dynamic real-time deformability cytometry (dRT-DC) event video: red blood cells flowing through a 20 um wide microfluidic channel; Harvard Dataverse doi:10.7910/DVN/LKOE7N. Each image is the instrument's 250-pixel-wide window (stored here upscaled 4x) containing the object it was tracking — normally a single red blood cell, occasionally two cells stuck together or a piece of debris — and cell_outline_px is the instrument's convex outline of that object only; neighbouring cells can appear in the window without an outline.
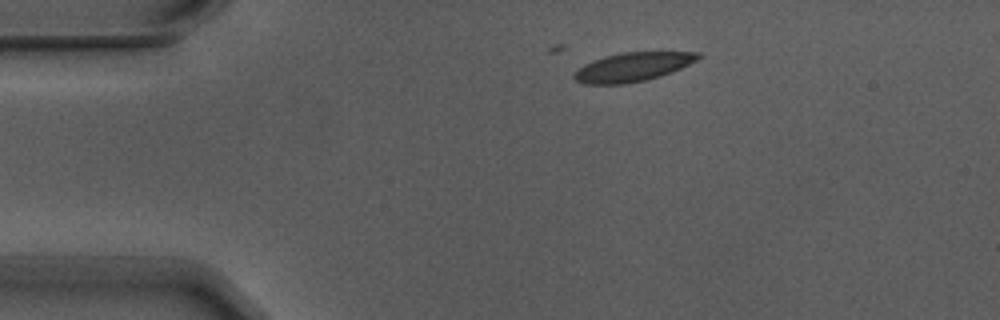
{"species": "Egyptian fruit bat (a non-hibernating species)", "species_latin": "Rousettus aegyptiacus", "temperature_condition": "warm", "stored_images_in_passage": 4, "camera_frame_rate_fps": 3000, "um_per_image_px": 0.085, "animal": {"sex": "male"}, "frame": {"image": 1, "passage_image": 1, "time_ms": 0.0, "image_size_px": [1000, 320], "cell_outline_px": [[704, 56], [672, 72], [660, 76], [644, 80], [624, 84], [584, 84], [576, 80], [572, 76], [584, 64], [592, 60], [604, 56], [620, 52], [700, 52]], "centroid_in_image_um": [53.78, 5.68], "position_along_channel_um": 31.2, "area_um2": 20.81}}
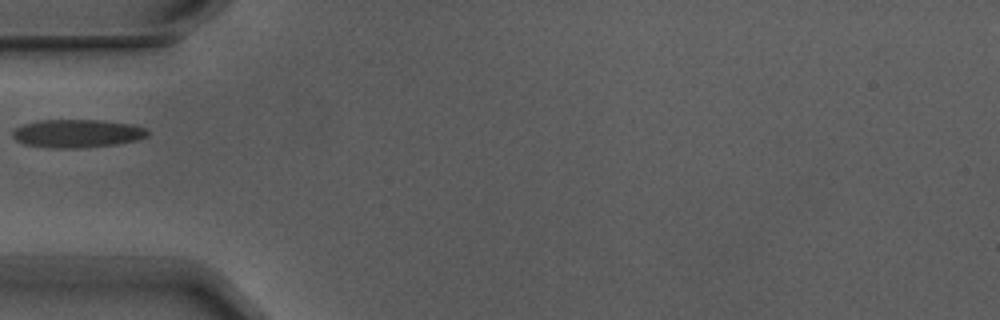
{"frame": {"image": 2, "passage_image": 3, "time_ms": 0.667, "image_size_px": [1000, 320], "cell_outline_px": [[152, 132], [148, 136], [136, 140], [116, 144], [76, 148], [48, 148], [24, 144], [16, 140], [12, 136], [12, 132], [16, 128], [24, 124], [40, 120], [100, 120], [132, 124], [144, 128]], "centroid_in_image_um": [6.57, 11.34], "position_along_channel_um": 78.4, "area_um2": 22.2}}